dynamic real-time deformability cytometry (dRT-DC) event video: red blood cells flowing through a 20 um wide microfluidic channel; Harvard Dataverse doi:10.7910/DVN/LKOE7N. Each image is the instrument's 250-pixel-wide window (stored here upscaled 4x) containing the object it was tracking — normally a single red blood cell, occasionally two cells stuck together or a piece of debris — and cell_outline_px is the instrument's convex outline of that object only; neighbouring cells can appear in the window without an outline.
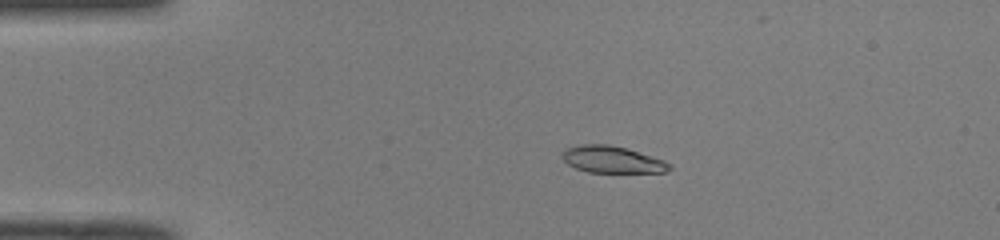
{"species": "common noctule bat (a hibernating species)", "species_latin": "Nyctalus noctula", "temperature_condition": "room temperature", "stored_images_in_passage": 50, "camera_frame_rate_fps": 3000, "um_per_image_px": 0.085, "animal": {"sex": "male", "body_mass_g": 19.0, "forearm_length_mm": 50.8}, "frame": {"image": 1, "passage_image": 11, "time_ms": 3.333, "image_size_px": [1000, 240], "cell_outline_px": [[672, 168], [668, 172], [588, 172], [576, 168], [568, 164], [560, 156], [568, 148], [580, 144], [608, 144], [628, 148], [664, 160], [672, 164]], "centroid_in_image_um": [52.08, 13.56], "position_along_channel_um": 32.9, "area_um2": 16.82}}
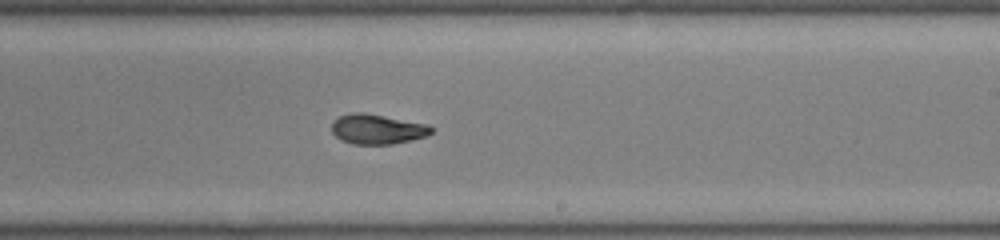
{"frame": {"image": 2, "passage_image": 31, "time_ms": 10.0, "image_size_px": [1000, 240], "cell_outline_px": [[432, 132], [428, 136], [392, 144], [352, 144], [340, 140], [332, 132], [332, 120], [340, 116], [352, 112], [364, 112], [428, 124], [432, 128]], "centroid_in_image_um": [32.05, 10.97], "position_along_channel_um": 257.0, "area_um2": 17.46}}
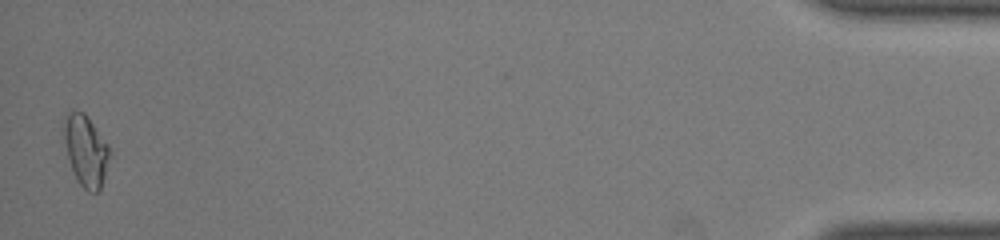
{"frame": {"image": 3, "passage_image": 50, "time_ms": 16.333, "image_size_px": [1000, 240], "cell_outline_px": [[112, 152], [100, 188], [96, 192], [88, 192], [76, 180], [68, 156], [64, 136], [64, 124], [68, 112], [84, 112], [108, 144]], "centroid_in_image_um": [7.33, 12.83], "position_along_channel_um": 427.9, "area_um2": 18.55}, "authors_computed_cell_mechanics": {"area_um2": 17.4556, "velocity_mm_per_s": 4.0986, "shape_relaxation_time_tau1_ms": 6.4633, "shape_relaxation_time_tau2_ms": 2.3024, "deformation_change_tau1": 0.2167, "deformation_change_tau2": 0.0755}}